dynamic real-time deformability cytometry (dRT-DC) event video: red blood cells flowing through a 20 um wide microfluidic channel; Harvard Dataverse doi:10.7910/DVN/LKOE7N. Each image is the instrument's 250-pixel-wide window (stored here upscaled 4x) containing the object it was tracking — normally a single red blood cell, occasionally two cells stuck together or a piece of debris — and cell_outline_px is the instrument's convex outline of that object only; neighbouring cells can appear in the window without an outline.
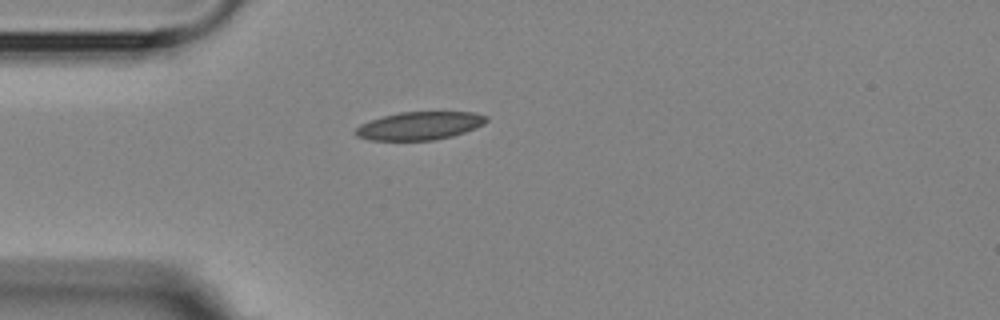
{"species": "Egyptian fruit bat (a non-hibernating species)", "species_latin": "Rousettus aegyptiacus", "temperature_condition": "room temperature", "stored_images_in_passage": 5, "camera_frame_rate_fps": 3000, "um_per_image_px": 0.085, "animal": {"sex": "female"}, "frame": {"image": 1, "passage_image": 5, "time_ms": 4.667, "image_size_px": [1000, 320], "cell_outline_px": [[488, 120], [484, 124], [464, 132], [452, 136], [432, 140], [368, 140], [356, 136], [352, 132], [360, 124], [384, 116], [400, 112], [476, 112], [488, 116]], "centroid_in_image_um": [35.66, 10.69], "position_along_channel_um": 49.3, "area_um2": 21.39}}